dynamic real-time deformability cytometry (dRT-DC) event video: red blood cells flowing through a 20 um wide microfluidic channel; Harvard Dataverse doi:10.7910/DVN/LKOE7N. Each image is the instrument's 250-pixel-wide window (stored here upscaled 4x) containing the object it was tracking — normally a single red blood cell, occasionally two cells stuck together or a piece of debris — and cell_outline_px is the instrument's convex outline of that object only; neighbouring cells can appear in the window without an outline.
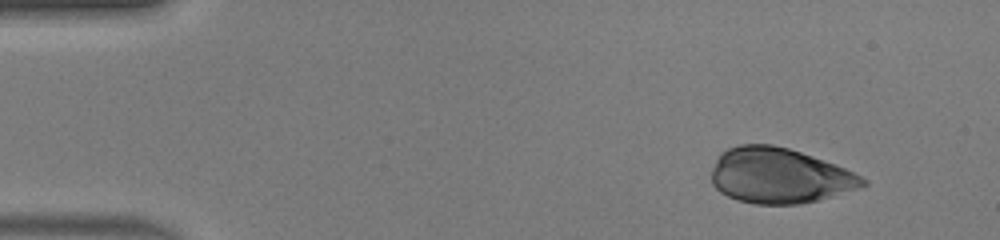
{"species": "human", "species_latin": "Homo sapiens", "temperature_condition": "warm", "stored_images_in_passage": 37, "camera_frame_rate_fps": 3000, "um_per_image_px": 0.085, "donor": {"sex": "male"}, "frame": {"image": 1, "passage_image": 1, "time_ms": 0.0, "image_size_px": [1000, 240], "cell_outline_px": [[868, 184], [864, 188], [800, 204], [756, 204], [736, 200], [720, 192], [712, 184], [712, 168], [720, 152], [728, 148], [740, 144], [772, 144], [788, 148], [812, 156], [844, 168], [868, 180]], "centroid_in_image_um": [66.25, 14.94], "position_along_channel_um": 18.8, "area_um2": 48.84}}
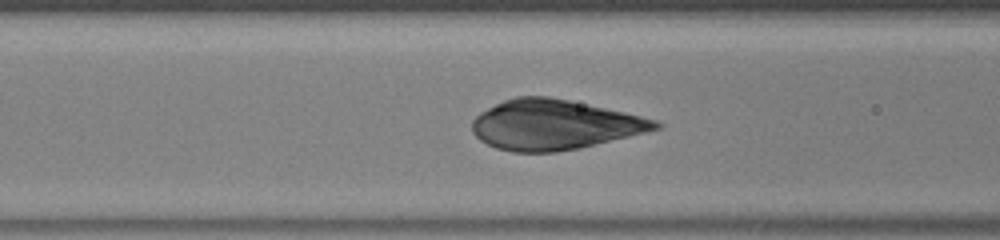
{"frame": {"image": 2, "passage_image": 16, "time_ms": 5.0, "image_size_px": [1000, 240], "cell_outline_px": [[664, 124], [660, 128], [580, 148], [556, 152], [512, 152], [496, 148], [480, 140], [472, 132], [472, 120], [480, 112], [504, 100], [516, 96], [548, 96], [568, 100], [624, 112], [656, 120]], "centroid_in_image_um": [47.07, 10.6], "position_along_channel_um": 119.5, "area_um2": 52.89}}
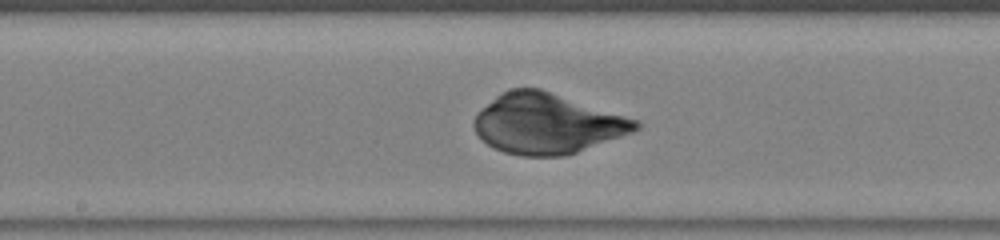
{"frame": {"image": 3, "passage_image": 22, "time_ms": 7.0, "image_size_px": [1000, 240], "cell_outline_px": [[640, 128], [632, 132], [576, 152], [564, 156], [520, 156], [504, 152], [480, 140], [472, 124], [476, 116], [496, 96], [512, 88], [540, 88], [636, 120], [640, 124]], "centroid_in_image_um": [46.47, 10.52], "position_along_channel_um": 201.7, "area_um2": 55.78}}